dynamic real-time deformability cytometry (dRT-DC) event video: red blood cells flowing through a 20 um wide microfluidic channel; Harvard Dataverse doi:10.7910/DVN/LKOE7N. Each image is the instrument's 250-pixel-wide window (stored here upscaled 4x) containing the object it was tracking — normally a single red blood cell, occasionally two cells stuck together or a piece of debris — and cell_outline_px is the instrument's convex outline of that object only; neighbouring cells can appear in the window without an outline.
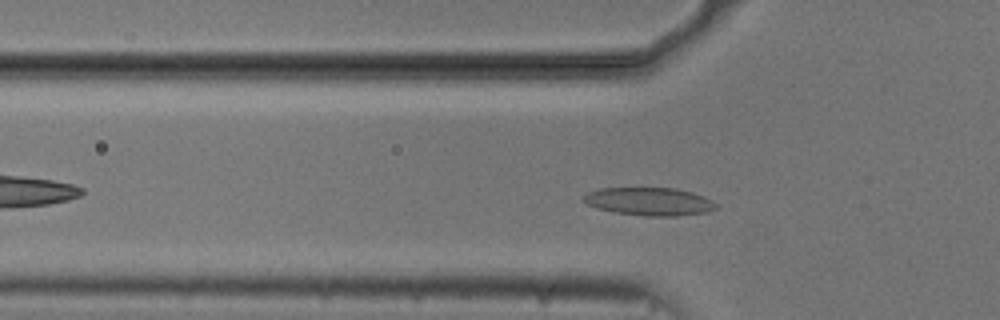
{"species": "common noctule bat (a hibernating species)", "species_latin": "Nyctalus noctula", "temperature_condition": "cold", "stored_images_in_passage": 49, "camera_frame_rate_fps": 3000, "um_per_image_px": 0.085, "animal": {"sex": "male", "body_mass_g": 20.5, "forearm_length_mm": 52.5}, "frame": {"image": 1, "passage_image": 12, "time_ms": 3.667, "image_size_px": [1000, 320], "cell_outline_px": [[716, 208], [708, 212], [676, 216], [648, 216], [616, 212], [596, 208], [588, 204], [584, 200], [584, 196], [588, 192], [600, 188], [676, 188], [692, 192], [704, 196], [712, 200], [716, 204]], "centroid_in_image_um": [55.23, 17.12], "position_along_channel_um": 70.6, "area_um2": 21.5}}
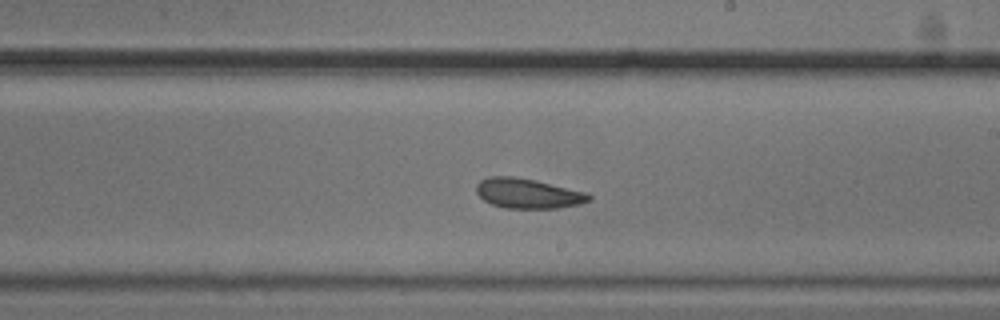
{"frame": {"image": 2, "passage_image": 26, "time_ms": 8.333, "image_size_px": [1000, 320], "cell_outline_px": [[592, 200], [580, 204], [556, 208], [504, 208], [492, 204], [484, 200], [476, 192], [476, 184], [480, 180], [488, 176], [516, 176], [536, 180], [588, 192], [592, 196]], "centroid_in_image_um": [44.89, 16.43], "position_along_channel_um": 244.1, "area_um2": 19.88}}
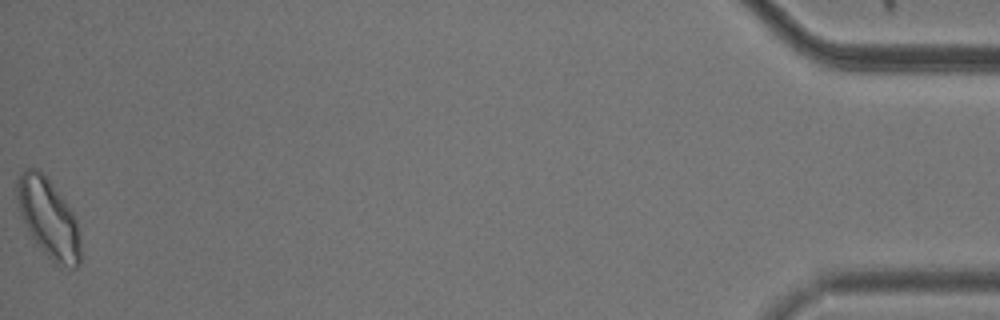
{"frame": {"image": 3, "passage_image": 49, "time_ms": 16.0, "image_size_px": [1000, 320], "cell_outline_px": [[80, 264], [76, 268], [60, 268], [44, 252], [32, 236], [20, 212], [16, 196], [16, 180], [20, 172], [24, 168], [36, 168], [52, 184], [64, 200], [72, 212], [76, 220], [80, 236]], "centroid_in_image_um": [4.13, 18.56], "position_along_channel_um": 431.1, "area_um2": 28.9}, "authors_computed_cell_mechanics": {"area_um2": 20.7502, "velocity_mm_per_s": 3.7029, "shape_relaxation_time_tau1_ms": null, "shape_relaxation_time_tau2_ms": 3.3265, "deformation_change_tau1": null, "deformation_change_tau2": 0.086}}